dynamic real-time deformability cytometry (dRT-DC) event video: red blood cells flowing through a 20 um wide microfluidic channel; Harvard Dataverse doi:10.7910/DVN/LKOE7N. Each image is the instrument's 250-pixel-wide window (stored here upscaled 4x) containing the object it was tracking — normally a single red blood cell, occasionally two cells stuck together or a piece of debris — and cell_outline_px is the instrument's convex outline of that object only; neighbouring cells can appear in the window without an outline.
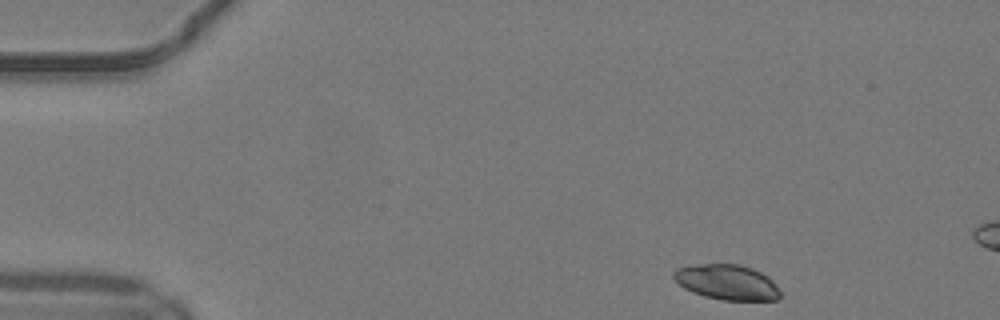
{"species": "common noctule bat (a hibernating species)", "species_latin": "Nyctalus noctula", "temperature_condition": "warm", "stored_images_in_passage": 9, "camera_frame_rate_fps": 3000, "um_per_image_px": 0.085, "animal": {"sex": "male", "body_mass_g": 19.2, "forearm_length_mm": 51.8}, "frame": {"image": 1, "passage_image": 1, "time_ms": 0.0, "image_size_px": [1000, 320], "cell_outline_px": [[780, 296], [776, 300], [724, 300], [704, 296], [692, 292], [684, 288], [672, 276], [672, 272], [676, 268], [704, 264], [740, 264], [752, 268], [768, 276], [772, 280], [780, 292]], "centroid_in_image_um": [61.79, 23.98], "position_along_channel_um": 23.2, "area_um2": 21.73}}